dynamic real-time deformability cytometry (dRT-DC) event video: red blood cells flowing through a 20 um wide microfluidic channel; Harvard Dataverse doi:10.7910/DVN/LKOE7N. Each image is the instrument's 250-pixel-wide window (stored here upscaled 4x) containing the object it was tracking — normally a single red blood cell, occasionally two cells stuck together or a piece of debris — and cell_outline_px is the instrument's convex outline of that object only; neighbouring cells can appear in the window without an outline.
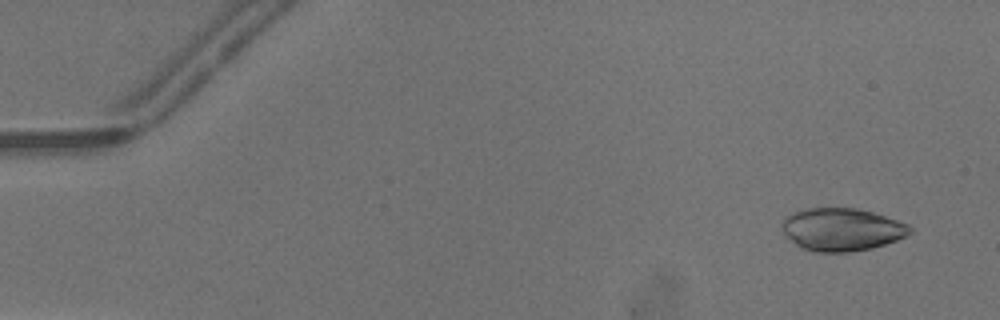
{"species": "common noctule bat (a hibernating species)", "species_latin": "Nyctalus noctula", "temperature_condition": "warm", "stored_images_in_passage": 39, "camera_frame_rate_fps": 3000, "um_per_image_px": 0.085, "animal": {"sex": "male", "body_mass_g": 13.3}, "frame": {"image": 1, "passage_image": 3, "time_ms": 0.667, "image_size_px": [1000, 320], "cell_outline_px": [[912, 232], [908, 236], [872, 248], [848, 252], [812, 252], [796, 244], [784, 236], [780, 224], [784, 216], [792, 212], [804, 208], [856, 208], [872, 212], [908, 224], [912, 228]], "centroid_in_image_um": [71.5, 19.5], "position_along_channel_um": 13.5, "area_um2": 32.14}}
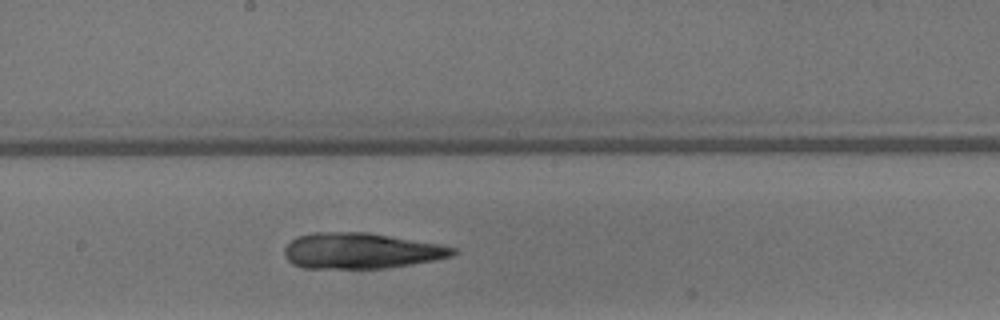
{"frame": {"image": 2, "passage_image": 27, "time_ms": 8.667, "image_size_px": [1000, 320], "cell_outline_px": [[456, 252], [452, 256], [436, 260], [388, 268], [304, 268], [292, 264], [284, 256], [284, 248], [296, 236], [312, 232], [368, 232], [440, 244], [456, 248]], "centroid_in_image_um": [30.67, 21.31], "position_along_channel_um": 217.5, "area_um2": 35.32}}
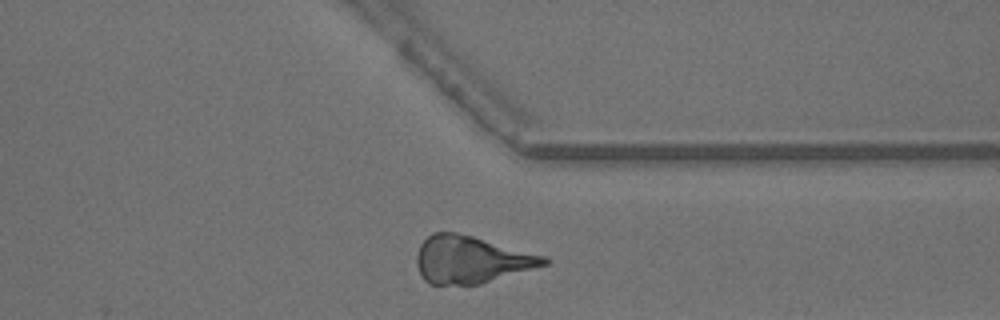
{"frame": {"image": 3, "passage_image": 38, "time_ms": 12.333, "image_size_px": [1000, 320], "cell_outline_px": [[548, 264], [480, 284], [428, 284], [424, 280], [416, 264], [416, 256], [420, 244], [432, 232], [456, 232], [472, 236], [548, 256]], "centroid_in_image_um": [40.04, 22.06], "position_along_channel_um": 371.4, "area_um2": 34.97}}